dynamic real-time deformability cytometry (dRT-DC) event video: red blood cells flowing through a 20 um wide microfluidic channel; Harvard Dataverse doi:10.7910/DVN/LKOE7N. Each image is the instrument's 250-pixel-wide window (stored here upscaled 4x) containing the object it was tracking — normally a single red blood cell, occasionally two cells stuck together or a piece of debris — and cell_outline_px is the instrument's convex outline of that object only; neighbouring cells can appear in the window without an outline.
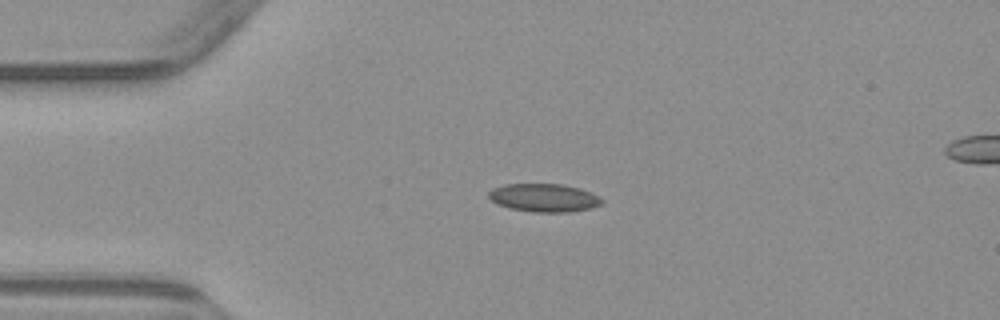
{"species": "common noctule bat (a hibernating species)", "species_latin": "Nyctalus noctula", "temperature_condition": "warm", "stored_images_in_passage": 3, "segment_of_instrument_passage": [1, 2], "camera_frame_rate_fps": 3000, "um_per_image_px": 0.085, "animal": {"sex": "male", "body_mass_g": 23.1, "forearm_length_mm": 52.7}, "frame": {"image": 1, "passage_image": 1, "time_ms": 0.0, "image_size_px": [1000, 320], "cell_outline_px": [[604, 204], [592, 208], [568, 212], [532, 212], [508, 208], [492, 200], [488, 196], [488, 192], [492, 188], [504, 184], [560, 184], [580, 188], [592, 192], [604, 200]], "centroid_in_image_um": [46.28, 16.81], "position_along_channel_um": 38.7, "area_um2": 18.73}}